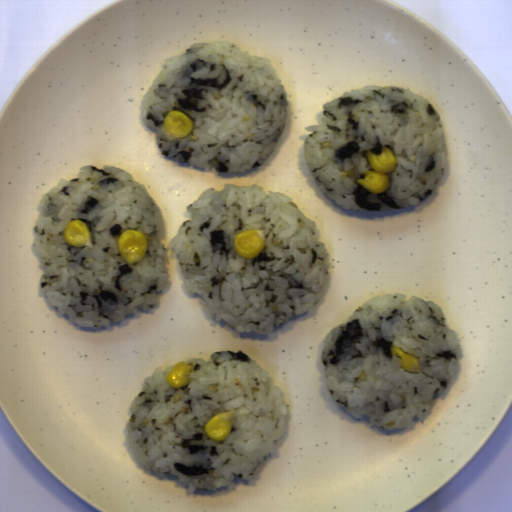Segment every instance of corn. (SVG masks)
Listing matches in <instances>:
<instances>
[{
	"mask_svg": "<svg viewBox=\"0 0 512 512\" xmlns=\"http://www.w3.org/2000/svg\"><path fill=\"white\" fill-rule=\"evenodd\" d=\"M364 154L372 169L366 171L364 177L357 181L368 192L380 194L390 187V180L386 173L397 167V157L386 146H382L381 154H375L369 150H366Z\"/></svg>",
	"mask_w": 512,
	"mask_h": 512,
	"instance_id": "51d56268",
	"label": "corn"
},
{
	"mask_svg": "<svg viewBox=\"0 0 512 512\" xmlns=\"http://www.w3.org/2000/svg\"><path fill=\"white\" fill-rule=\"evenodd\" d=\"M117 246L125 264H137L147 252L148 237L137 229L124 230L117 239Z\"/></svg>",
	"mask_w": 512,
	"mask_h": 512,
	"instance_id": "f1292c28",
	"label": "corn"
},
{
	"mask_svg": "<svg viewBox=\"0 0 512 512\" xmlns=\"http://www.w3.org/2000/svg\"><path fill=\"white\" fill-rule=\"evenodd\" d=\"M265 246V233L260 229L241 231L233 241L236 254L244 258H253L263 251Z\"/></svg>",
	"mask_w": 512,
	"mask_h": 512,
	"instance_id": "5cfa1b94",
	"label": "corn"
},
{
	"mask_svg": "<svg viewBox=\"0 0 512 512\" xmlns=\"http://www.w3.org/2000/svg\"><path fill=\"white\" fill-rule=\"evenodd\" d=\"M193 130V122L189 116L179 110L169 111L163 119V133L168 140L186 137Z\"/></svg>",
	"mask_w": 512,
	"mask_h": 512,
	"instance_id": "cfcad685",
	"label": "corn"
},
{
	"mask_svg": "<svg viewBox=\"0 0 512 512\" xmlns=\"http://www.w3.org/2000/svg\"><path fill=\"white\" fill-rule=\"evenodd\" d=\"M234 418L232 411L220 412L206 421L204 430L208 438L223 441L233 429Z\"/></svg>",
	"mask_w": 512,
	"mask_h": 512,
	"instance_id": "2b8c4276",
	"label": "corn"
},
{
	"mask_svg": "<svg viewBox=\"0 0 512 512\" xmlns=\"http://www.w3.org/2000/svg\"><path fill=\"white\" fill-rule=\"evenodd\" d=\"M64 243L76 247L92 246V239L82 220H70L62 231Z\"/></svg>",
	"mask_w": 512,
	"mask_h": 512,
	"instance_id": "79e197a2",
	"label": "corn"
},
{
	"mask_svg": "<svg viewBox=\"0 0 512 512\" xmlns=\"http://www.w3.org/2000/svg\"><path fill=\"white\" fill-rule=\"evenodd\" d=\"M194 368L192 364L180 360L168 371L165 382L168 383L171 388H182L189 382L190 374Z\"/></svg>",
	"mask_w": 512,
	"mask_h": 512,
	"instance_id": "30e3d8cc",
	"label": "corn"
},
{
	"mask_svg": "<svg viewBox=\"0 0 512 512\" xmlns=\"http://www.w3.org/2000/svg\"><path fill=\"white\" fill-rule=\"evenodd\" d=\"M389 351L391 355H395L396 358L400 361V367L402 370L410 373H418L421 371L419 357L416 355L409 354L393 344L391 345Z\"/></svg>",
	"mask_w": 512,
	"mask_h": 512,
	"instance_id": "6a14855c",
	"label": "corn"
}]
</instances>
